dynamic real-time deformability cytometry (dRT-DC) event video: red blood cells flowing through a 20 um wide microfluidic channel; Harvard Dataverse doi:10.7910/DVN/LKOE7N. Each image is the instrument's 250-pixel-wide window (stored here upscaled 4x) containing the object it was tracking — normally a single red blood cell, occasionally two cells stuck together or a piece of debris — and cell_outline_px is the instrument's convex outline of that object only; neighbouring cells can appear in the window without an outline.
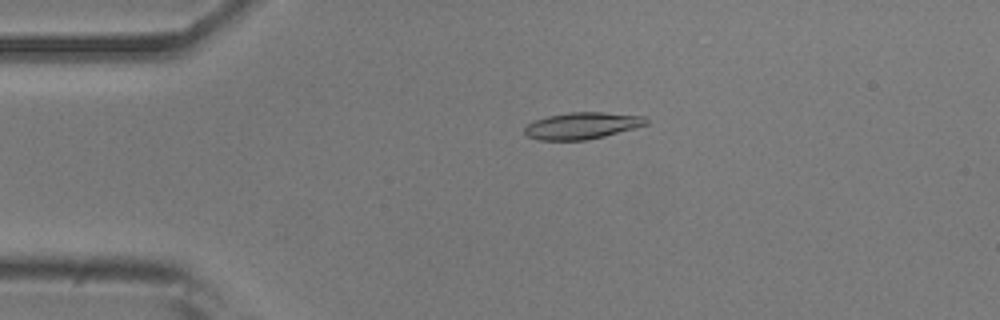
{"species": "common noctule bat (a hibernating species)", "species_latin": "Nyctalus noctula", "temperature_condition": "room temperature", "stored_images_in_passage": 46, "camera_frame_rate_fps": 3000, "um_per_image_px": 0.085, "animal": {"sex": "male", "body_mass_g": 20.5, "forearm_length_mm": 52.5}, "frame": {"image": 1, "passage_image": 11, "time_ms": 3.333, "image_size_px": [1000, 320], "cell_outline_px": [[648, 124], [604, 136], [584, 140], [540, 140], [528, 136], [524, 132], [524, 128], [528, 124], [536, 120], [548, 116], [568, 112], [604, 112], [644, 116], [648, 120]], "centroid_in_image_um": [49.48, 10.67], "position_along_channel_um": 35.5, "area_um2": 18.73}}
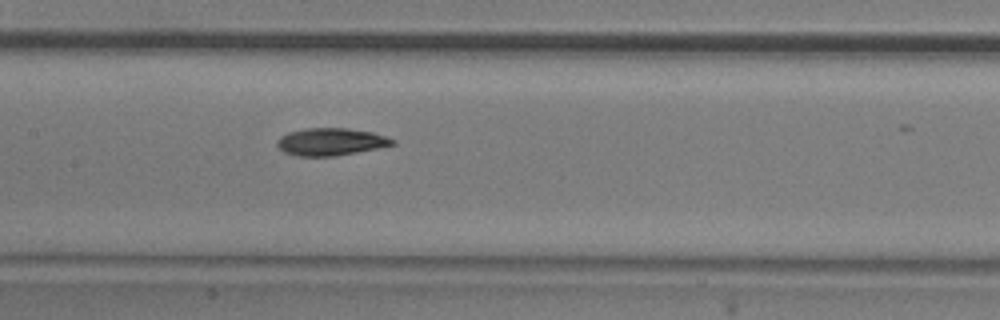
{"frame": {"image": 2, "passage_image": 25, "time_ms": 8.0, "image_size_px": [1000, 320], "cell_outline_px": [[396, 144], [380, 148], [332, 156], [296, 156], [284, 152], [276, 144], [276, 140], [280, 136], [288, 132], [308, 128], [348, 128], [372, 132], [396, 140]], "centroid_in_image_um": [28.11, 12.05], "position_along_channel_um": 179.3, "area_um2": 18.44}}
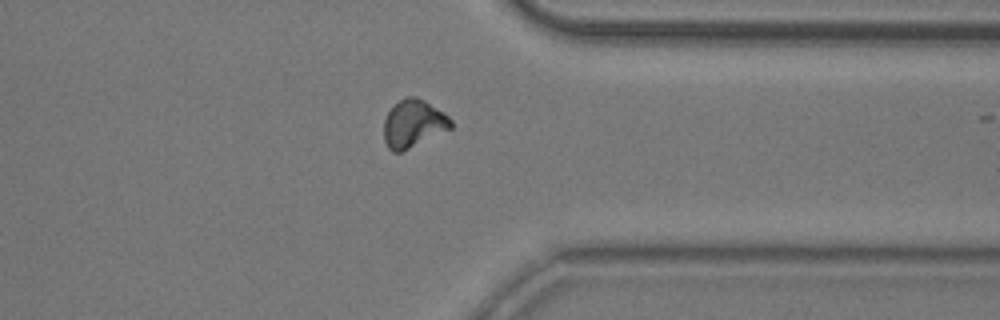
{"frame": {"image": 3, "passage_image": 41, "time_ms": 13.333, "image_size_px": [1000, 320], "cell_outline_px": [[452, 128], [400, 152], [392, 152], [388, 148], [384, 140], [384, 120], [388, 112], [404, 96], [416, 96], [424, 100], [448, 116], [452, 120]], "centroid_in_image_um": [35.12, 10.5], "position_along_channel_um": 376.3, "area_um2": 18.38}, "authors_computed_cell_mechanics": {"area_um2": 18.3804, "velocity_mm_per_s": 3.7924, "shape_relaxation_time_tau1_ms": 4.5705, "shape_relaxation_time_tau2_ms": 9.5852, "deformation_change_tau1": 0.1447, "deformation_change_tau2": 0.1601}}